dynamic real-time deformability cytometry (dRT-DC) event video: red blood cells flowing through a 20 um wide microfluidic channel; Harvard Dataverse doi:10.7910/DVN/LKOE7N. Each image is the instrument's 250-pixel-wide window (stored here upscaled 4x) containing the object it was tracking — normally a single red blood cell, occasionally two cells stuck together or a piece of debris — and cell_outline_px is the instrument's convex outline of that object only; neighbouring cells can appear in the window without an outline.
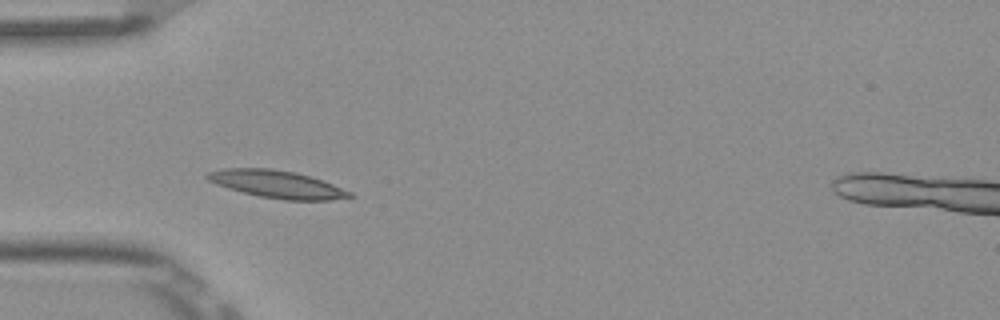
{"species": "Egyptian fruit bat (a non-hibernating species)", "species_latin": "Rousettus aegyptiacus", "temperature_condition": "room temperature", "stored_images_in_passage": 3, "camera_frame_rate_fps": 3000, "um_per_image_px": 0.085, "frame": {"image": 1, "passage_image": 2, "time_ms": 0.333, "image_size_px": [1000, 320], "cell_outline_px": [[356, 196], [332, 200], [284, 200], [260, 196], [228, 188], [216, 184], [208, 180], [204, 176], [208, 172], [224, 168], [268, 168], [296, 172], [332, 184], [352, 192]], "centroid_in_image_um": [23.54, 15.66], "position_along_channel_um": 61.5, "area_um2": 22.66}}
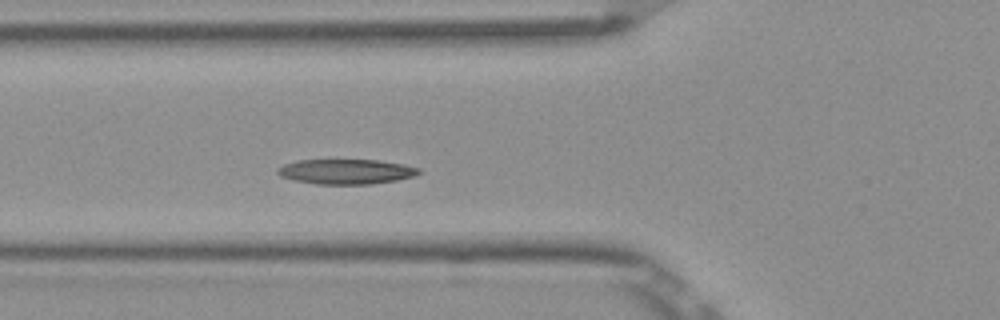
{"frame": {"image": 2, "passage_image": 3, "time_ms": 0.667, "image_size_px": [1000, 320], "cell_outline_px": [[420, 172], [416, 176], [396, 180], [372, 184], [316, 184], [296, 180], [280, 176], [276, 172], [276, 168], [284, 164], [296, 160], [380, 160], [404, 164], [420, 168]], "centroid_in_image_um": [29.43, 14.58], "position_along_channel_um": 96.4, "area_um2": 20.63}}